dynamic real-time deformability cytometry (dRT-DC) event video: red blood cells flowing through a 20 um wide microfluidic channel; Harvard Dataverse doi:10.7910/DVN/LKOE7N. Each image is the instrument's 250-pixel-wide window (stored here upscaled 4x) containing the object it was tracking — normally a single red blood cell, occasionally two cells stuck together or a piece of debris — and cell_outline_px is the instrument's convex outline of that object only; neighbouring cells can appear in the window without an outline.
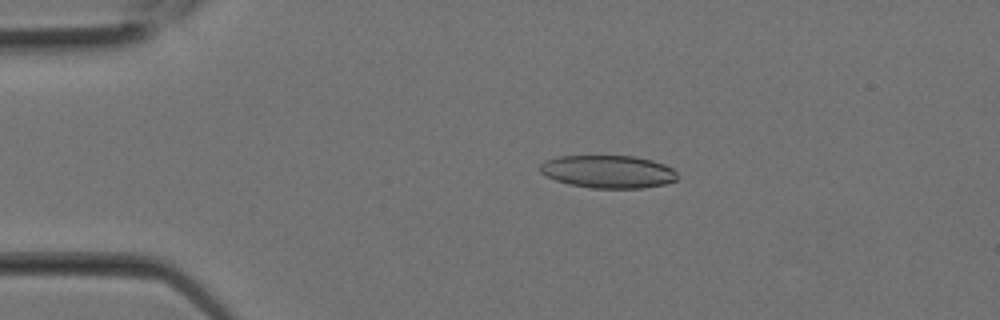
{"species": "Egyptian fruit bat (a non-hibernating species)", "species_latin": "Rousettus aegyptiacus", "temperature_condition": "room temperature", "stored_images_in_passage": 8, "camera_frame_rate_fps": 3000, "um_per_image_px": 0.085, "animal": {"sex": "female"}, "frame": {"image": 1, "passage_image": 4, "time_ms": 1.0, "image_size_px": [1000, 320], "cell_outline_px": [[676, 180], [664, 184], [644, 188], [592, 188], [568, 184], [556, 180], [540, 172], [540, 164], [544, 160], [556, 156], [632, 156], [652, 160], [664, 164], [672, 168], [676, 172]], "centroid_in_image_um": [51.67, 14.59], "position_along_channel_um": 33.3, "area_um2": 26.24}}
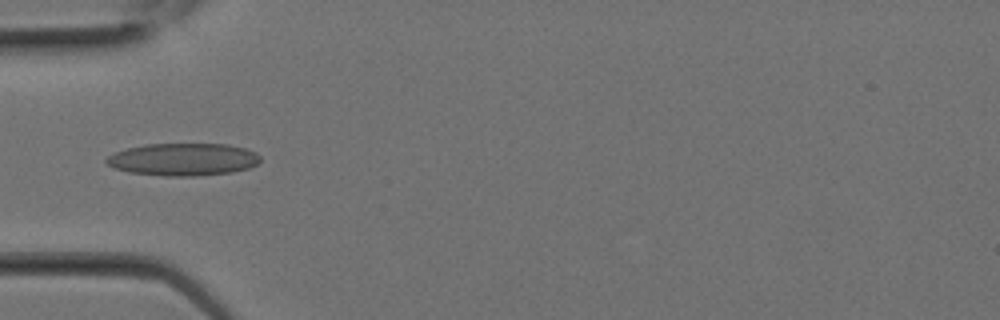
{"frame": {"image": 2, "passage_image": 7, "time_ms": 2.0, "image_size_px": [1000, 320], "cell_outline_px": [[260, 160], [256, 164], [248, 168], [232, 172], [196, 176], [164, 176], [128, 172], [112, 168], [104, 160], [108, 156], [116, 152], [128, 148], [144, 144], [228, 144], [248, 148], [256, 152], [260, 156]], "centroid_in_image_um": [15.57, 13.55], "position_along_channel_um": 69.4, "area_um2": 29.3}}